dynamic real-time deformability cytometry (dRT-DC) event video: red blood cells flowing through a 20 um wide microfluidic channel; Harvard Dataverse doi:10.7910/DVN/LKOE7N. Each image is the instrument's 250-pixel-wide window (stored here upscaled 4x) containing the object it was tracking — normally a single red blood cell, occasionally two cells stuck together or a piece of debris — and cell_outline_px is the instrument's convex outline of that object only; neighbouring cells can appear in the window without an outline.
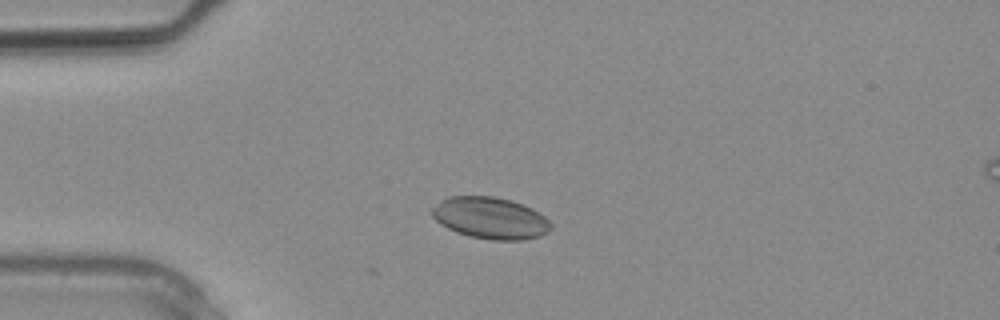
{"species": "common noctule bat (a hibernating species)", "species_latin": "Nyctalus noctula", "temperature_condition": "warm", "stored_images_in_passage": 11, "camera_frame_rate_fps": 3000, "um_per_image_px": 0.085, "animal": {"sex": "male", "body_mass_g": 20.4}, "frame": {"image": 1, "passage_image": 4, "time_ms": 1.0, "image_size_px": [1000, 320], "cell_outline_px": [[552, 228], [548, 232], [540, 236], [524, 240], [492, 240], [472, 236], [456, 232], [440, 224], [432, 216], [432, 208], [440, 200], [448, 196], [496, 196], [512, 200], [532, 208], [544, 216], [552, 224]], "centroid_in_image_um": [41.69, 18.52], "position_along_channel_um": 43.3, "area_um2": 29.02}}
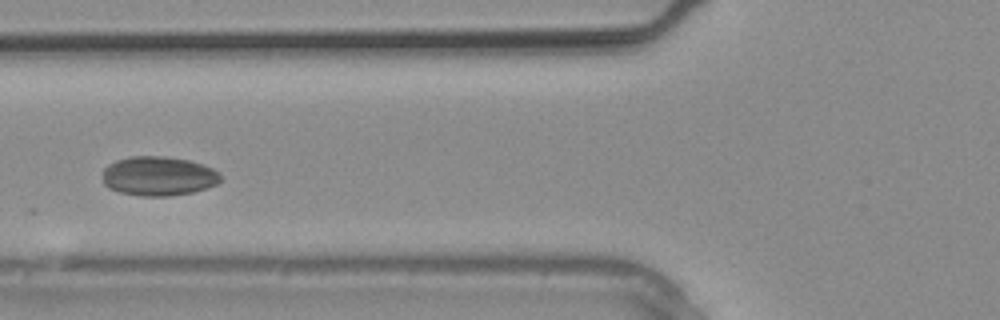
{"frame": {"image": 2, "passage_image": 8, "time_ms": 2.333, "image_size_px": [1000, 320], "cell_outline_px": [[220, 180], [216, 184], [192, 192], [168, 196], [140, 196], [120, 192], [108, 188], [104, 184], [100, 172], [108, 164], [116, 160], [132, 156], [164, 156], [188, 160], [212, 168], [220, 172]], "centroid_in_image_um": [13.41, 14.96], "position_along_channel_um": 112.4, "area_um2": 27.11}}